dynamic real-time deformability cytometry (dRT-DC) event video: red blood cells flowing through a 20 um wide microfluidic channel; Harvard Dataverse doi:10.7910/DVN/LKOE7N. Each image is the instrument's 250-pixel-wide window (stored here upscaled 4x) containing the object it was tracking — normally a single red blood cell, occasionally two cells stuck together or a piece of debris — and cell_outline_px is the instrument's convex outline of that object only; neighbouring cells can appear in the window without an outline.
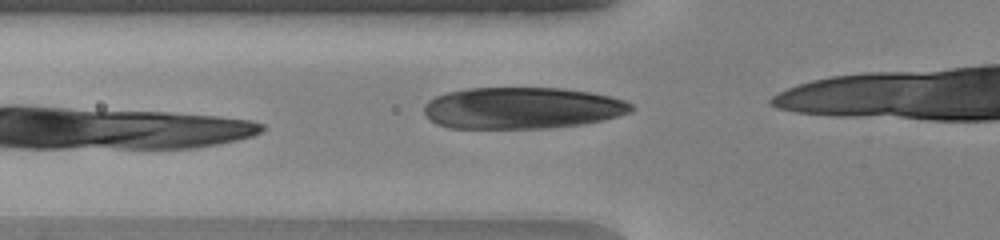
{"species": "human", "species_latin": "Homo sapiens", "temperature_condition": "warm", "stored_images_in_passage": 8, "camera_frame_rate_fps": 3000, "um_per_image_px": 0.085, "donor": {"sex": "female"}, "frame": {"image": 1, "passage_image": 3, "time_ms": 0.667, "image_size_px": [1000, 240], "cell_outline_px": [[632, 112], [600, 120], [580, 124], [548, 128], [448, 128], [436, 124], [428, 120], [424, 112], [424, 104], [428, 100], [436, 96], [448, 92], [468, 88], [564, 88], [592, 92], [612, 96], [624, 100], [632, 104]], "centroid_in_image_um": [44.34, 9.18], "position_along_channel_um": 81.5, "area_um2": 50.4}}
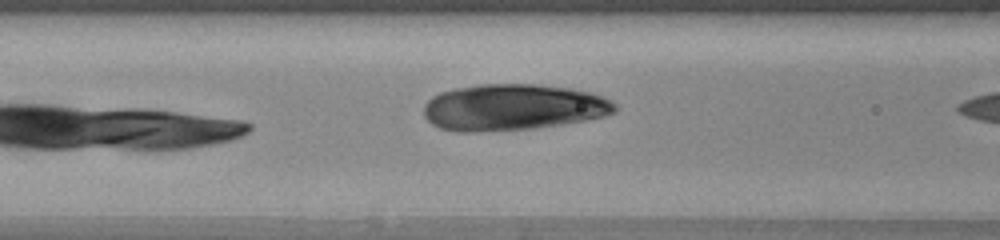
{"frame": {"image": 2, "passage_image": 6, "time_ms": 1.667, "image_size_px": [1000, 240], "cell_outline_px": [[616, 112], [604, 116], [588, 120], [536, 128], [472, 132], [456, 132], [440, 128], [432, 124], [424, 116], [424, 104], [432, 96], [440, 92], [456, 88], [480, 84], [536, 84], [572, 88], [588, 92], [612, 100], [616, 104]], "centroid_in_image_um": [43.6, 9.12], "position_along_channel_um": 123.0, "area_um2": 51.85}}